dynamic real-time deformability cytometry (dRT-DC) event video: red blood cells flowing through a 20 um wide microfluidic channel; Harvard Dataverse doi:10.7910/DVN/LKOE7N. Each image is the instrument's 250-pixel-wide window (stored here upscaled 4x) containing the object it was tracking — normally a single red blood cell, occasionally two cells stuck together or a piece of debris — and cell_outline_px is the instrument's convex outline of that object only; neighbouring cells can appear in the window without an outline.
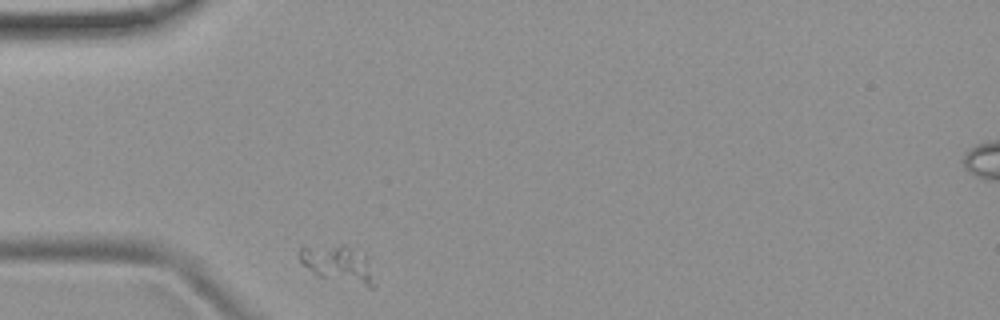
{"species": "common noctule bat (a hibernating species)", "species_latin": "Nyctalus noctula", "temperature_condition": "room temperature", "stored_images_in_passage": 8, "camera_frame_rate_fps": 3000, "um_per_image_px": 0.085, "animal": {"sex": "female", "body_mass_g": 19.9}, "frame": {"image": 1, "passage_image": 1, "time_ms": 0.0, "image_size_px": [1000, 320], "cell_outline_px": [[376, 284], [372, 288], [368, 288], [316, 276], [300, 260], [300, 248], [344, 244], [364, 256]], "centroid_in_image_um": [28.75, 22.49], "position_along_channel_um": 56.2, "area_um2": 15.78}}
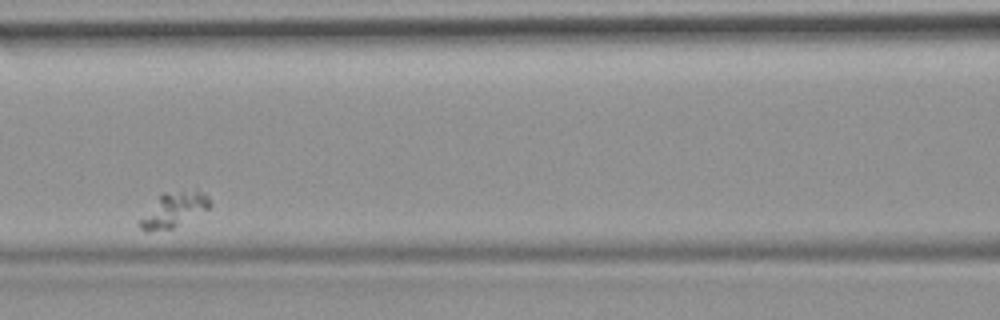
{"frame": {"image": 2, "passage_image": 4, "time_ms": 3.333, "image_size_px": [1000, 320], "cell_outline_px": [[212, 204], [208, 208], [172, 228], [148, 232], [144, 232], [136, 224], [136, 220], [160, 192], [196, 188], [208, 196]], "centroid_in_image_um": [14.67, 17.79], "position_along_channel_um": 151.9, "area_um2": 14.85}}
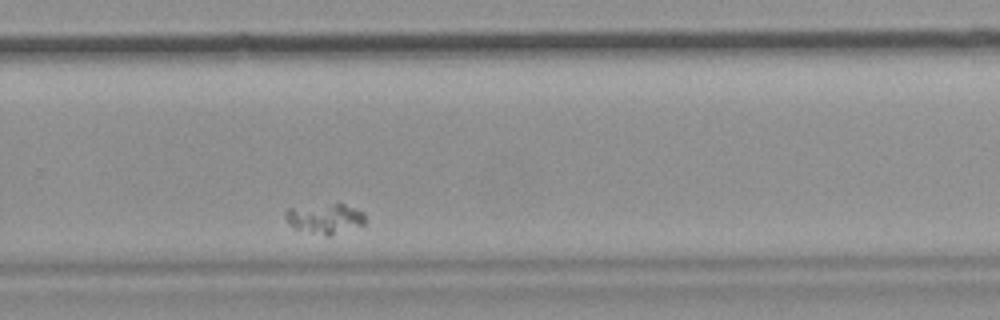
{"frame": {"image": 3, "passage_image": 8, "time_ms": 8.0, "image_size_px": [1000, 320], "cell_outline_px": [[364, 224], [328, 236], [292, 228], [288, 224], [284, 216], [284, 212], [288, 208], [332, 204], [344, 204], [364, 212]], "centroid_in_image_um": [27.57, 18.58], "position_along_channel_um": 302.2, "area_um2": 13.76}}